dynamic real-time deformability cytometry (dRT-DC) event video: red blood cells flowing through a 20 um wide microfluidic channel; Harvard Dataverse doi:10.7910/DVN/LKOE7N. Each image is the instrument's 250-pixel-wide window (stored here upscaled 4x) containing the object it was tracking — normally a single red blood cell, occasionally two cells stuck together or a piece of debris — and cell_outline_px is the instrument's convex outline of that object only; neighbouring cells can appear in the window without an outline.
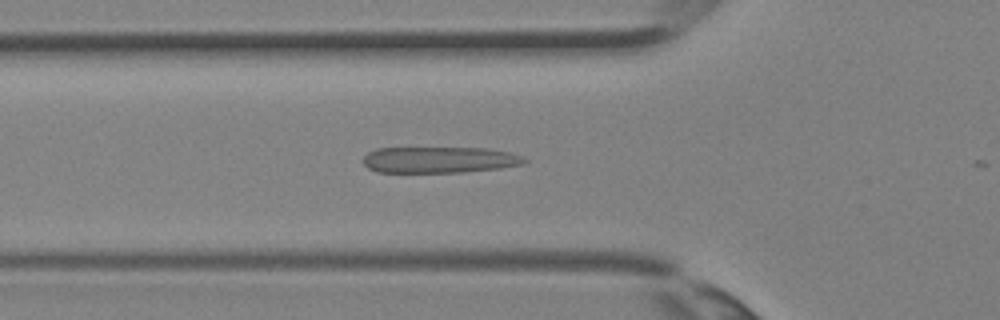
{"species": "Egyptian fruit bat (a non-hibernating species)", "species_latin": "Rousettus aegyptiacus", "temperature_condition": "room temperature", "stored_images_in_passage": 3, "camera_frame_rate_fps": 3000, "um_per_image_px": 0.085, "animal": {"sex": "female"}, "frame": {"image": 1, "passage_image": 2, "time_ms": 0.333, "image_size_px": [1000, 320], "cell_outline_px": [[528, 160], [524, 164], [500, 168], [464, 172], [376, 172], [368, 168], [364, 164], [364, 156], [368, 152], [376, 148], [488, 148], [508, 152], [520, 156]], "centroid_in_image_um": [37.33, 13.58], "position_along_channel_um": 88.5, "area_um2": 24.62}}